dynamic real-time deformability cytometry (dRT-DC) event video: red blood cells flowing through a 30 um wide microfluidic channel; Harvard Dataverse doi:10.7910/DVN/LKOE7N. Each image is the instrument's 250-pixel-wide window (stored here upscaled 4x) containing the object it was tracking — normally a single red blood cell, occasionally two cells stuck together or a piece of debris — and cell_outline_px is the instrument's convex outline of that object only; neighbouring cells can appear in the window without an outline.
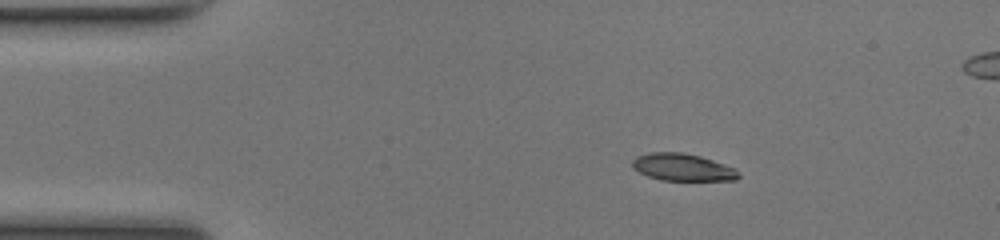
{"species": "common noctule bat (a hibernating species)", "species_latin": "Nyctalus noctula", "temperature_condition": "room temperature", "stored_images_in_passage": 43, "segment_of_instrument_passage": [1, 2], "camera_frame_rate_fps": 3000, "um_per_image_px": 0.085, "animal": {"sex": "female", "body_mass_g": 17.0, "forearm_length_mm": 48.0}, "frame": {"image": 1, "passage_image": 1, "time_ms": 0.0, "image_size_px": [1000, 240], "cell_outline_px": [[740, 176], [736, 180], [660, 180], [648, 176], [632, 168], [632, 160], [636, 156], [648, 152], [680, 152], [700, 156], [736, 168], [740, 172]], "centroid_in_image_um": [58.02, 14.21], "position_along_channel_um": 27.0, "area_um2": 16.94}}
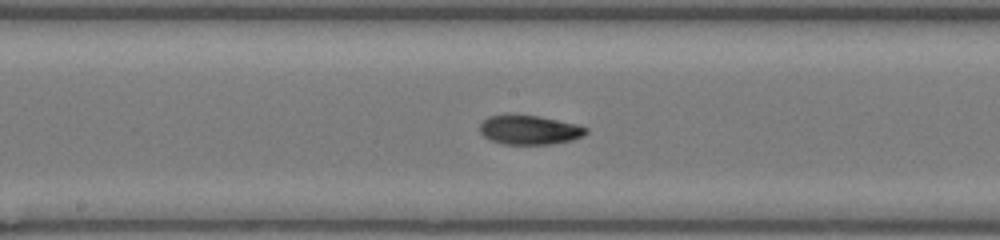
{"frame": {"image": 2, "passage_image": 18, "time_ms": 5.667, "image_size_px": [1000, 240], "cell_outline_px": [[588, 132], [584, 136], [572, 140], [552, 144], [504, 144], [488, 140], [480, 132], [480, 124], [488, 116], [540, 116], [576, 124], [588, 128]], "centroid_in_image_um": [45.03, 11.06], "position_along_channel_um": 203.2, "area_um2": 17.92}}
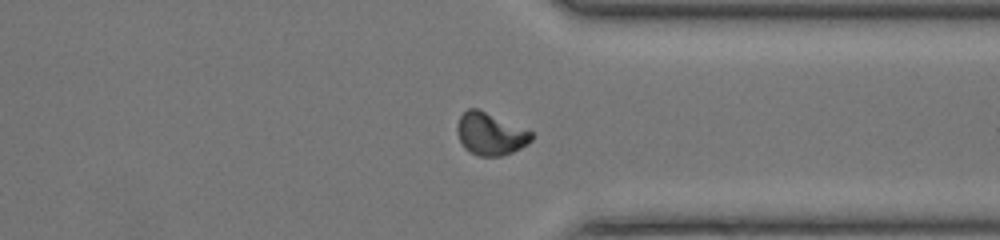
{"frame": {"image": 3, "passage_image": 30, "time_ms": 9.667, "image_size_px": [1000, 240], "cell_outline_px": [[532, 140], [520, 148], [512, 152], [500, 156], [480, 156], [464, 148], [456, 132], [456, 124], [460, 116], [468, 108], [476, 108], [532, 132]], "centroid_in_image_um": [41.64, 11.39], "position_along_channel_um": 369.8, "area_um2": 17.98}}